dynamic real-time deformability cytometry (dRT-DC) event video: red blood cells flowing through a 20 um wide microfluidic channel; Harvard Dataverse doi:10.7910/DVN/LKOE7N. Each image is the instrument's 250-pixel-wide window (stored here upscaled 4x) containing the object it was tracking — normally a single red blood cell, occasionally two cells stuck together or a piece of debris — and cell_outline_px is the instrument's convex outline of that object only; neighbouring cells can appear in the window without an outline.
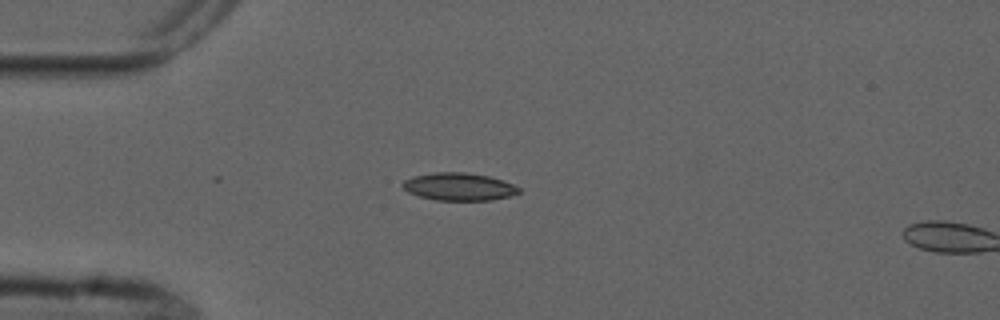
{"species": "common noctule bat (a hibernating species)", "species_latin": "Nyctalus noctula", "temperature_condition": "cold", "stored_images_in_passage": 4, "camera_frame_rate_fps": 3000, "um_per_image_px": 0.085, "animal": {"sex": "male", "forearm_length_mm": 52.5}, "frame": {"image": 1, "passage_image": 3, "time_ms": 2.333, "image_size_px": [1000, 320], "cell_outline_px": [[520, 192], [508, 196], [492, 200], [436, 200], [420, 196], [408, 192], [400, 184], [404, 180], [412, 176], [436, 172], [464, 172], [488, 176], [504, 180], [520, 188]], "centroid_in_image_um": [38.99, 15.86], "position_along_channel_um": 46.0, "area_um2": 18.67}}